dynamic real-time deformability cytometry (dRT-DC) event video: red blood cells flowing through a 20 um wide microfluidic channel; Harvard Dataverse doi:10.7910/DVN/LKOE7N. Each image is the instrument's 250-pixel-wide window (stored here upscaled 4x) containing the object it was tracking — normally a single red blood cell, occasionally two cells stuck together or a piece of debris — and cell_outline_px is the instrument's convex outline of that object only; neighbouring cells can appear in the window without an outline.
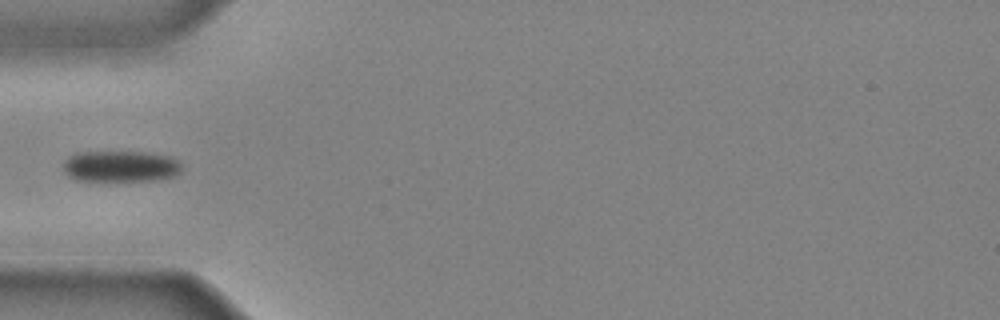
{"species": "common noctule bat (a hibernating species)", "species_latin": "Nyctalus noctula", "temperature_condition": "cold", "stored_images_in_passage": 30, "camera_frame_rate_fps": 3000, "um_per_image_px": 0.085, "animal": {"sex": "male", "body_mass_g": 20.4}, "frame": {"image": 1, "passage_image": 1, "time_ms": 0.0, "image_size_px": [1000, 320], "cell_outline_px": [[184, 164], [180, 172], [176, 176], [152, 180], [76, 180], [68, 176], [64, 172], [64, 160], [68, 156], [76, 152], [144, 152], [172, 156], [180, 160]], "centroid_in_image_um": [10.29, 14.12], "position_along_channel_um": 74.7, "area_um2": 21.79}}
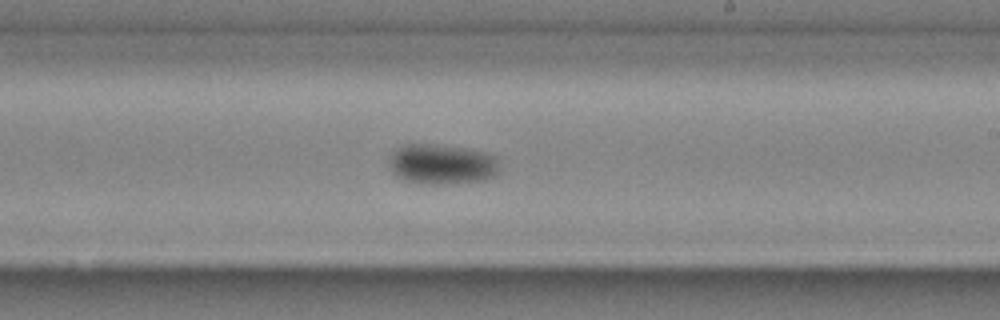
{"frame": {"image": 2, "passage_image": 13, "time_ms": 4.0, "image_size_px": [1000, 320], "cell_outline_px": [[500, 172], [496, 176], [484, 180], [448, 184], [428, 184], [404, 180], [396, 176], [388, 164], [388, 156], [400, 144], [432, 144], [468, 148], [484, 152], [496, 156]], "centroid_in_image_um": [37.55, 13.95], "position_along_channel_um": 251.5, "area_um2": 26.36}}
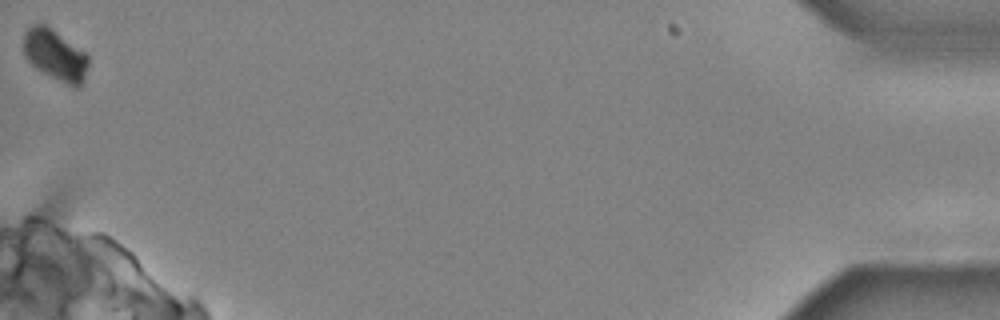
{"frame": {"image": 3, "passage_image": 30, "time_ms": 9.667, "image_size_px": [1000, 320], "cell_outline_px": [[88, 68], [80, 88], [72, 88], [36, 68], [24, 56], [24, 32], [32, 24], [48, 24], [84, 52], [88, 56]], "centroid_in_image_um": [4.7, 4.68], "position_along_channel_um": 430.5, "area_um2": 19.42}}